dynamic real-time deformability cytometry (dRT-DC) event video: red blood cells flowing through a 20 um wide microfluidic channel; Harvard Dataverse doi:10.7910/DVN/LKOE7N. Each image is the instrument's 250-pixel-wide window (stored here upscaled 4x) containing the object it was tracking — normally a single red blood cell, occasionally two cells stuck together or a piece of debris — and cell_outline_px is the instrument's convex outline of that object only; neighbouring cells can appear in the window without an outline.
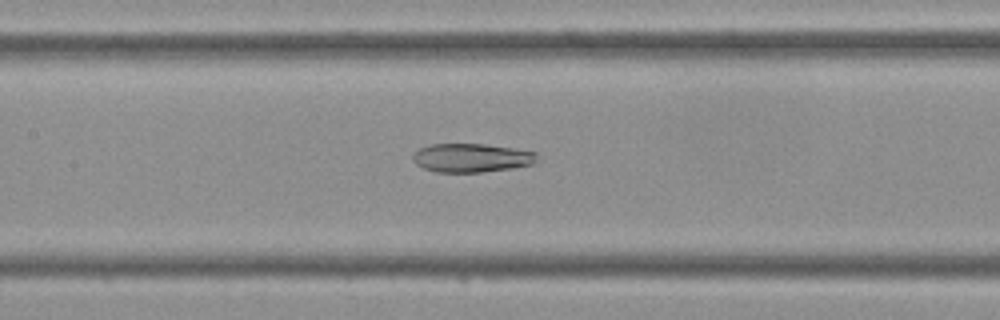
{"species": "Egyptian fruit bat (a non-hibernating species)", "species_latin": "Rousettus aegyptiacus", "temperature_condition": "cold", "stored_images_in_passage": 21, "camera_frame_rate_fps": 3000, "um_per_image_px": 0.085, "frame": {"image": 1, "passage_image": 21, "time_ms": 6.667, "image_size_px": [1000, 320], "cell_outline_px": [[536, 164], [516, 168], [480, 172], [436, 172], [424, 168], [416, 164], [412, 160], [412, 156], [420, 148], [432, 144], [484, 144], [512, 148], [536, 152]], "centroid_in_image_um": [40.1, 13.42], "position_along_channel_um": 167.3, "area_um2": 20.81}}